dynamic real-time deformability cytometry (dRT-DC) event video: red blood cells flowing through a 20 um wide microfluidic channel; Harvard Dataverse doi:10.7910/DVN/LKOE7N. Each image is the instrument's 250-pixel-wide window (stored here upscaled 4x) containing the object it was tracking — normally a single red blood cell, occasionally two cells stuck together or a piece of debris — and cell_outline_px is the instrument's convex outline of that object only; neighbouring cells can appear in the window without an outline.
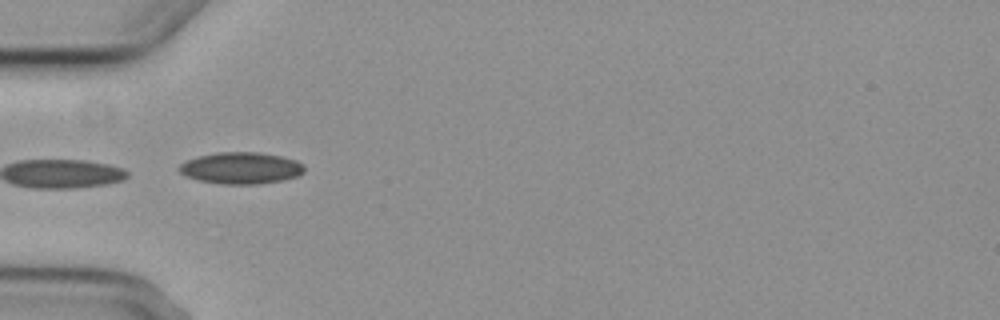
{"species": "common noctule bat (a hibernating species)", "species_latin": "Nyctalus noctula", "temperature_condition": "cold", "stored_images_in_passage": 7, "camera_frame_rate_fps": 3000, "um_per_image_px": 0.085, "animal": {"sex": "female", "body_mass_g": 29.2, "forearm_length_mm": 56.3}, "frame": {"image": 1, "passage_image": 5, "time_ms": 5.667, "image_size_px": [1000, 320], "cell_outline_px": [[304, 172], [296, 176], [280, 180], [260, 184], [220, 184], [200, 180], [188, 176], [180, 172], [176, 168], [184, 160], [216, 152], [260, 152], [280, 156], [296, 160], [304, 164]], "centroid_in_image_um": [20.47, 14.27], "position_along_channel_um": 64.5, "area_um2": 23.06}}
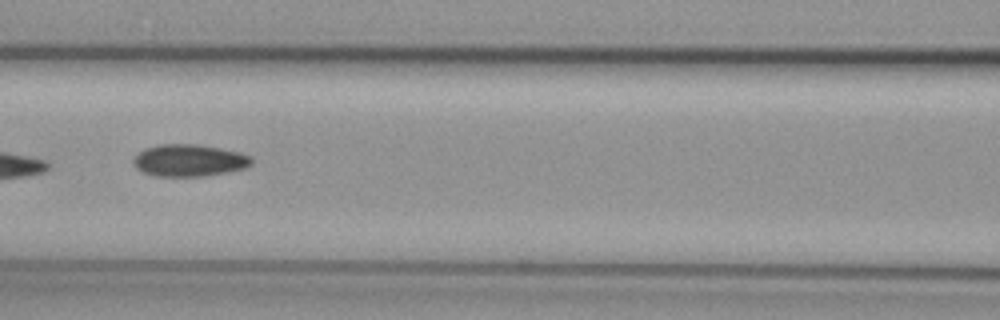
{"frame": {"image": 2, "passage_image": 7, "time_ms": 8.0, "image_size_px": [1000, 320], "cell_outline_px": [[252, 164], [244, 168], [228, 172], [204, 176], [152, 176], [136, 168], [132, 160], [144, 148], [160, 144], [196, 144], [220, 148], [240, 152], [252, 156]], "centroid_in_image_um": [16.09, 13.63], "position_along_channel_um": 150.5, "area_um2": 22.14}}